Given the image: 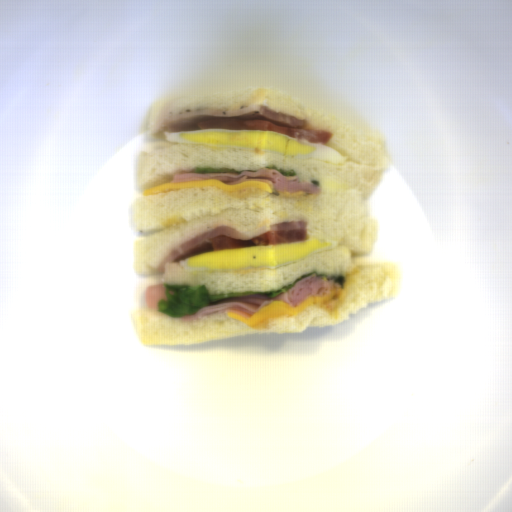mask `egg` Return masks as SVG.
I'll return each instance as SVG.
<instances>
[{"label":"egg","instance_id":"egg-1","mask_svg":"<svg viewBox=\"0 0 512 512\" xmlns=\"http://www.w3.org/2000/svg\"><path fill=\"white\" fill-rule=\"evenodd\" d=\"M164 136L167 143L239 148L275 153L303 161L320 160L344 164L349 159L324 143L309 142L284 133L255 129L210 127L198 130L166 131Z\"/></svg>","mask_w":512,"mask_h":512},{"label":"egg","instance_id":"egg-2","mask_svg":"<svg viewBox=\"0 0 512 512\" xmlns=\"http://www.w3.org/2000/svg\"><path fill=\"white\" fill-rule=\"evenodd\" d=\"M338 245L337 240L308 235L306 241L295 243L219 251L210 249L179 263L189 273L277 269L338 248Z\"/></svg>","mask_w":512,"mask_h":512}]
</instances>
